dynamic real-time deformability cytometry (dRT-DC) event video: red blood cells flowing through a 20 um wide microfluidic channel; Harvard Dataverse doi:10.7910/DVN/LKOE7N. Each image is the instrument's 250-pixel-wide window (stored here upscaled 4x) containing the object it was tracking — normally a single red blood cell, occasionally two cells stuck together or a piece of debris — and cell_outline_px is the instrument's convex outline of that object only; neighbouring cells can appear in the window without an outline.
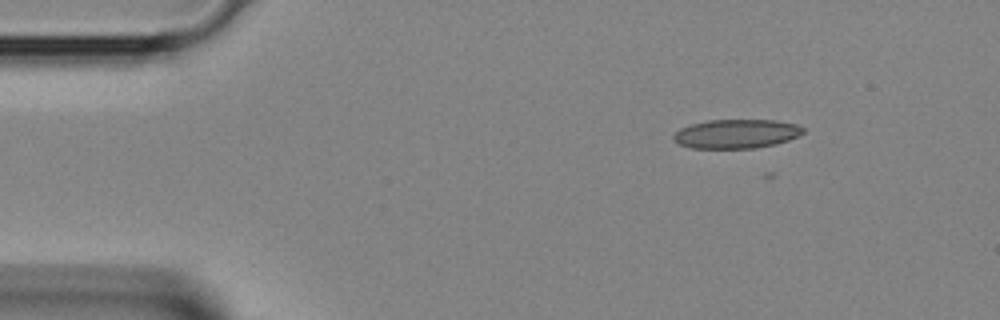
{"species": "Egyptian fruit bat (a non-hibernating species)", "species_latin": "Rousettus aegyptiacus", "temperature_condition": "room temperature", "stored_images_in_passage": 2, "camera_frame_rate_fps": 3000, "um_per_image_px": 0.085, "animal": {"sex": "female"}, "frame": {"image": 1, "passage_image": 1, "time_ms": 0.0, "image_size_px": [1000, 320], "cell_outline_px": [[804, 132], [788, 140], [776, 144], [756, 148], [692, 148], [680, 144], [672, 140], [672, 136], [680, 128], [692, 124], [708, 120], [776, 120], [796, 124], [804, 128]], "centroid_in_image_um": [62.58, 11.37], "position_along_channel_um": 22.4, "area_um2": 21.91}}